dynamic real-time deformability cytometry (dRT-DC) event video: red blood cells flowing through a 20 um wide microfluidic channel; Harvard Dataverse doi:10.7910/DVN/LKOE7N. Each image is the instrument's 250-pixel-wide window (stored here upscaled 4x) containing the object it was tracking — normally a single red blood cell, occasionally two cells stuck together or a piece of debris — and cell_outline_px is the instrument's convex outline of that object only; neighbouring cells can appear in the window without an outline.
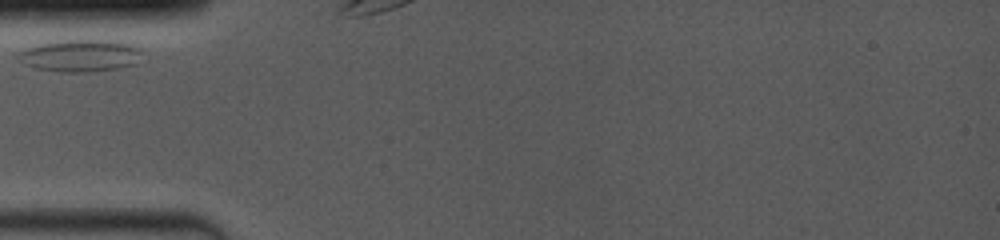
{"species": "common noctule bat (a hibernating species)", "species_latin": "Nyctalus noctula", "temperature_condition": "room temperature", "stored_images_in_passage": 2, "segment_of_instrument_passage": [1, 2], "camera_frame_rate_fps": 4000, "um_per_image_px": 0.085, "animal": {"sex": "female", "body_mass_g": 19.0, "forearm_length_mm": 53.3}, "frame": {"image": 1, "passage_image": 1, "time_ms": 0.0, "image_size_px": [1000, 240], "cell_outline_px": [[140, 52], [132, 64], [120, 68], [92, 72], [60, 72], [36, 68], [24, 64], [16, 56], [16, 52], [32, 44], [64, 40], [116, 40], [136, 44], [140, 48]], "centroid_in_image_um": [6.75, 4.71], "position_along_channel_um": 78.2, "area_um2": 23.52}}